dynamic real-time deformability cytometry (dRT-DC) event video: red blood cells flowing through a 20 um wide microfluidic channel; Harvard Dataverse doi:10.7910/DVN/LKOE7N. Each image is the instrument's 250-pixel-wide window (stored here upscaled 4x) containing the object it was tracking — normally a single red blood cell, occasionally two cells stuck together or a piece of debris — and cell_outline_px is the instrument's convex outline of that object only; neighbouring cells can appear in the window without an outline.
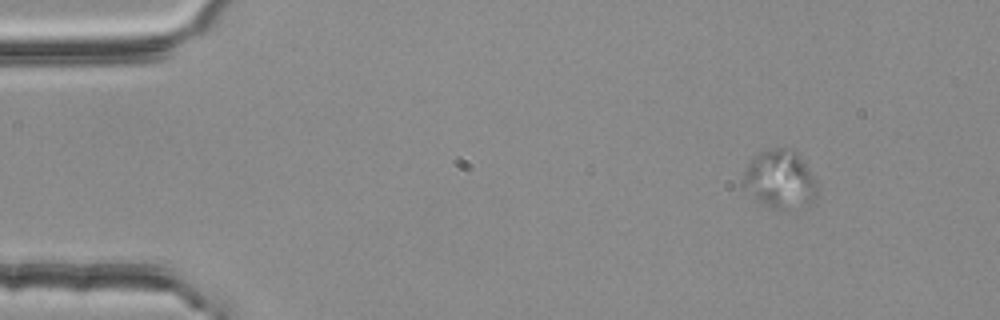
{"species": "common noctule bat (a hibernating species)", "species_latin": "Nyctalus noctula", "temperature_condition": "room temperature", "stored_images_in_passage": 4, "segment_of_instrument_passage": [1, 2], "camera_frame_rate_fps": 3000, "um_per_image_px": 0.085, "animal": {"sex": "female", "body_mass_g": 25.1}, "frame": {"image": 1, "passage_image": 1, "time_ms": 0.0, "image_size_px": [1000, 320], "cell_outline_px": [[820, 188], [816, 196], [784, 212], [772, 208], [764, 204], [744, 188], [744, 168], [760, 152], [776, 148], [784, 148], [796, 152], [816, 180]], "centroid_in_image_um": [66.3, 15.25], "position_along_channel_um": 18.7, "area_um2": 24.45}}
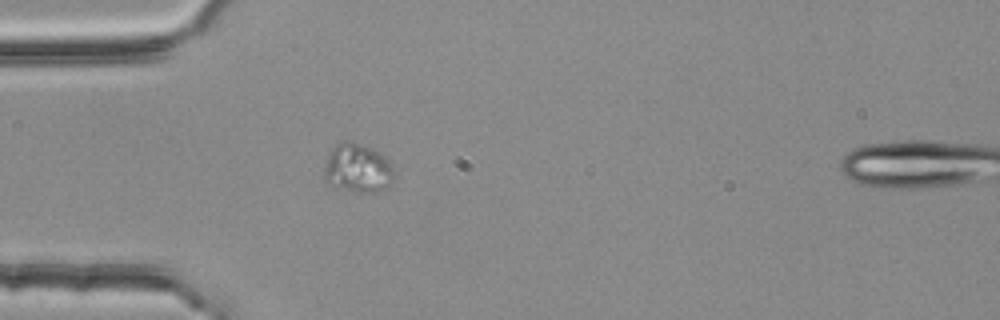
{"frame": {"image": 2, "passage_image": 3, "time_ms": 0.667, "image_size_px": [1000, 320], "cell_outline_px": [[392, 180], [388, 188], [380, 192], [368, 192], [344, 188], [324, 180], [324, 168], [328, 156], [332, 148], [336, 144], [344, 140], [372, 148], [380, 152], [392, 164]], "centroid_in_image_um": [30.42, 14.28], "position_along_channel_um": 54.6, "area_um2": 19.48}}